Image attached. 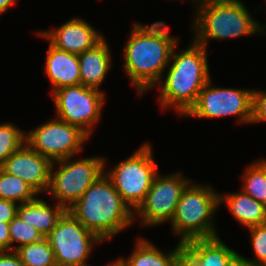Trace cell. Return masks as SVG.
Instances as JSON below:
<instances>
[{
  "instance_id": "20",
  "label": "cell",
  "mask_w": 266,
  "mask_h": 266,
  "mask_svg": "<svg viewBox=\"0 0 266 266\" xmlns=\"http://www.w3.org/2000/svg\"><path fill=\"white\" fill-rule=\"evenodd\" d=\"M220 205L225 202L234 219L244 227L258 226L266 223V205L256 201L242 190L235 193L219 195Z\"/></svg>"
},
{
  "instance_id": "22",
  "label": "cell",
  "mask_w": 266,
  "mask_h": 266,
  "mask_svg": "<svg viewBox=\"0 0 266 266\" xmlns=\"http://www.w3.org/2000/svg\"><path fill=\"white\" fill-rule=\"evenodd\" d=\"M38 195L28 183L0 168V199L23 204L34 200Z\"/></svg>"
},
{
  "instance_id": "30",
  "label": "cell",
  "mask_w": 266,
  "mask_h": 266,
  "mask_svg": "<svg viewBox=\"0 0 266 266\" xmlns=\"http://www.w3.org/2000/svg\"><path fill=\"white\" fill-rule=\"evenodd\" d=\"M0 251H10L9 223L0 222Z\"/></svg>"
},
{
  "instance_id": "18",
  "label": "cell",
  "mask_w": 266,
  "mask_h": 266,
  "mask_svg": "<svg viewBox=\"0 0 266 266\" xmlns=\"http://www.w3.org/2000/svg\"><path fill=\"white\" fill-rule=\"evenodd\" d=\"M129 257H118L115 262L119 266H175L178 256L183 252L182 243L172 251L162 252L145 238L138 239Z\"/></svg>"
},
{
  "instance_id": "24",
  "label": "cell",
  "mask_w": 266,
  "mask_h": 266,
  "mask_svg": "<svg viewBox=\"0 0 266 266\" xmlns=\"http://www.w3.org/2000/svg\"><path fill=\"white\" fill-rule=\"evenodd\" d=\"M9 233L10 251H15L22 245L39 242L44 238L35 227L23 221L18 215L9 223Z\"/></svg>"
},
{
  "instance_id": "26",
  "label": "cell",
  "mask_w": 266,
  "mask_h": 266,
  "mask_svg": "<svg viewBox=\"0 0 266 266\" xmlns=\"http://www.w3.org/2000/svg\"><path fill=\"white\" fill-rule=\"evenodd\" d=\"M252 251L256 259L240 255L242 266H266V223L249 227Z\"/></svg>"
},
{
  "instance_id": "3",
  "label": "cell",
  "mask_w": 266,
  "mask_h": 266,
  "mask_svg": "<svg viewBox=\"0 0 266 266\" xmlns=\"http://www.w3.org/2000/svg\"><path fill=\"white\" fill-rule=\"evenodd\" d=\"M67 210L104 242L136 219L105 173Z\"/></svg>"
},
{
  "instance_id": "19",
  "label": "cell",
  "mask_w": 266,
  "mask_h": 266,
  "mask_svg": "<svg viewBox=\"0 0 266 266\" xmlns=\"http://www.w3.org/2000/svg\"><path fill=\"white\" fill-rule=\"evenodd\" d=\"M66 211L64 206L56 202L52 207L44 199L36 197L32 201L19 204L17 215L35 227L45 238Z\"/></svg>"
},
{
  "instance_id": "23",
  "label": "cell",
  "mask_w": 266,
  "mask_h": 266,
  "mask_svg": "<svg viewBox=\"0 0 266 266\" xmlns=\"http://www.w3.org/2000/svg\"><path fill=\"white\" fill-rule=\"evenodd\" d=\"M15 252L25 266H57L54 252L46 238L22 245Z\"/></svg>"
},
{
  "instance_id": "1",
  "label": "cell",
  "mask_w": 266,
  "mask_h": 266,
  "mask_svg": "<svg viewBox=\"0 0 266 266\" xmlns=\"http://www.w3.org/2000/svg\"><path fill=\"white\" fill-rule=\"evenodd\" d=\"M132 26L123 48V70L137 89V94L143 95L156 87L179 39L170 35L164 21H156L151 25L135 22Z\"/></svg>"
},
{
  "instance_id": "12",
  "label": "cell",
  "mask_w": 266,
  "mask_h": 266,
  "mask_svg": "<svg viewBox=\"0 0 266 266\" xmlns=\"http://www.w3.org/2000/svg\"><path fill=\"white\" fill-rule=\"evenodd\" d=\"M183 172L155 176L145 200L134 212L139 216L141 226H158L171 222L182 192L192 181Z\"/></svg>"
},
{
  "instance_id": "4",
  "label": "cell",
  "mask_w": 266,
  "mask_h": 266,
  "mask_svg": "<svg viewBox=\"0 0 266 266\" xmlns=\"http://www.w3.org/2000/svg\"><path fill=\"white\" fill-rule=\"evenodd\" d=\"M196 5L193 40L206 49L210 39L225 40L261 32L266 35V25L259 24L241 0H205Z\"/></svg>"
},
{
  "instance_id": "34",
  "label": "cell",
  "mask_w": 266,
  "mask_h": 266,
  "mask_svg": "<svg viewBox=\"0 0 266 266\" xmlns=\"http://www.w3.org/2000/svg\"><path fill=\"white\" fill-rule=\"evenodd\" d=\"M197 3H199V2H202V1H205V0H195Z\"/></svg>"
},
{
  "instance_id": "31",
  "label": "cell",
  "mask_w": 266,
  "mask_h": 266,
  "mask_svg": "<svg viewBox=\"0 0 266 266\" xmlns=\"http://www.w3.org/2000/svg\"><path fill=\"white\" fill-rule=\"evenodd\" d=\"M175 266H197V264L183 251L178 256Z\"/></svg>"
},
{
  "instance_id": "7",
  "label": "cell",
  "mask_w": 266,
  "mask_h": 266,
  "mask_svg": "<svg viewBox=\"0 0 266 266\" xmlns=\"http://www.w3.org/2000/svg\"><path fill=\"white\" fill-rule=\"evenodd\" d=\"M105 161L103 156H91L77 161L68 157L52 162L50 185L46 194L53 196L57 204L70 208L104 173ZM55 164L59 168L56 169Z\"/></svg>"
},
{
  "instance_id": "11",
  "label": "cell",
  "mask_w": 266,
  "mask_h": 266,
  "mask_svg": "<svg viewBox=\"0 0 266 266\" xmlns=\"http://www.w3.org/2000/svg\"><path fill=\"white\" fill-rule=\"evenodd\" d=\"M90 137L78 126L58 118L41 124L26 132L25 142L51 162L73 157L82 152L83 145Z\"/></svg>"
},
{
  "instance_id": "6",
  "label": "cell",
  "mask_w": 266,
  "mask_h": 266,
  "mask_svg": "<svg viewBox=\"0 0 266 266\" xmlns=\"http://www.w3.org/2000/svg\"><path fill=\"white\" fill-rule=\"evenodd\" d=\"M152 153V147L147 142L143 143L127 159L116 164L110 171L106 169L107 164L104 162V173L133 212L145 200L146 194L158 174V164L155 163Z\"/></svg>"
},
{
  "instance_id": "2",
  "label": "cell",
  "mask_w": 266,
  "mask_h": 266,
  "mask_svg": "<svg viewBox=\"0 0 266 266\" xmlns=\"http://www.w3.org/2000/svg\"><path fill=\"white\" fill-rule=\"evenodd\" d=\"M174 47L167 73L161 77L159 100L161 108H175L176 113L184 116L195 104L201 89L210 78L208 50L191 40L186 49L179 53Z\"/></svg>"
},
{
  "instance_id": "27",
  "label": "cell",
  "mask_w": 266,
  "mask_h": 266,
  "mask_svg": "<svg viewBox=\"0 0 266 266\" xmlns=\"http://www.w3.org/2000/svg\"><path fill=\"white\" fill-rule=\"evenodd\" d=\"M266 122V91L253 89L251 123Z\"/></svg>"
},
{
  "instance_id": "9",
  "label": "cell",
  "mask_w": 266,
  "mask_h": 266,
  "mask_svg": "<svg viewBox=\"0 0 266 266\" xmlns=\"http://www.w3.org/2000/svg\"><path fill=\"white\" fill-rule=\"evenodd\" d=\"M45 238L51 245L57 266H91L87 259L94 245L103 242L68 210Z\"/></svg>"
},
{
  "instance_id": "25",
  "label": "cell",
  "mask_w": 266,
  "mask_h": 266,
  "mask_svg": "<svg viewBox=\"0 0 266 266\" xmlns=\"http://www.w3.org/2000/svg\"><path fill=\"white\" fill-rule=\"evenodd\" d=\"M26 133L13 123L0 124V167L25 143Z\"/></svg>"
},
{
  "instance_id": "15",
  "label": "cell",
  "mask_w": 266,
  "mask_h": 266,
  "mask_svg": "<svg viewBox=\"0 0 266 266\" xmlns=\"http://www.w3.org/2000/svg\"><path fill=\"white\" fill-rule=\"evenodd\" d=\"M182 246L197 266H241L240 254L227 246L219 236L192 239Z\"/></svg>"
},
{
  "instance_id": "33",
  "label": "cell",
  "mask_w": 266,
  "mask_h": 266,
  "mask_svg": "<svg viewBox=\"0 0 266 266\" xmlns=\"http://www.w3.org/2000/svg\"><path fill=\"white\" fill-rule=\"evenodd\" d=\"M107 266H119L115 261H111Z\"/></svg>"
},
{
  "instance_id": "8",
  "label": "cell",
  "mask_w": 266,
  "mask_h": 266,
  "mask_svg": "<svg viewBox=\"0 0 266 266\" xmlns=\"http://www.w3.org/2000/svg\"><path fill=\"white\" fill-rule=\"evenodd\" d=\"M56 118L78 126L89 137L102 118L105 93L82 84L66 86L52 92Z\"/></svg>"
},
{
  "instance_id": "21",
  "label": "cell",
  "mask_w": 266,
  "mask_h": 266,
  "mask_svg": "<svg viewBox=\"0 0 266 266\" xmlns=\"http://www.w3.org/2000/svg\"><path fill=\"white\" fill-rule=\"evenodd\" d=\"M244 173L241 190L266 205V158L251 163Z\"/></svg>"
},
{
  "instance_id": "28",
  "label": "cell",
  "mask_w": 266,
  "mask_h": 266,
  "mask_svg": "<svg viewBox=\"0 0 266 266\" xmlns=\"http://www.w3.org/2000/svg\"><path fill=\"white\" fill-rule=\"evenodd\" d=\"M18 206L14 201L0 199V222L10 223L17 215Z\"/></svg>"
},
{
  "instance_id": "32",
  "label": "cell",
  "mask_w": 266,
  "mask_h": 266,
  "mask_svg": "<svg viewBox=\"0 0 266 266\" xmlns=\"http://www.w3.org/2000/svg\"><path fill=\"white\" fill-rule=\"evenodd\" d=\"M18 0H0V15L13 6Z\"/></svg>"
},
{
  "instance_id": "29",
  "label": "cell",
  "mask_w": 266,
  "mask_h": 266,
  "mask_svg": "<svg viewBox=\"0 0 266 266\" xmlns=\"http://www.w3.org/2000/svg\"><path fill=\"white\" fill-rule=\"evenodd\" d=\"M0 266H25L15 251H0Z\"/></svg>"
},
{
  "instance_id": "16",
  "label": "cell",
  "mask_w": 266,
  "mask_h": 266,
  "mask_svg": "<svg viewBox=\"0 0 266 266\" xmlns=\"http://www.w3.org/2000/svg\"><path fill=\"white\" fill-rule=\"evenodd\" d=\"M44 71L51 82V92L62 87L81 84L78 55L60 50L50 43Z\"/></svg>"
},
{
  "instance_id": "10",
  "label": "cell",
  "mask_w": 266,
  "mask_h": 266,
  "mask_svg": "<svg viewBox=\"0 0 266 266\" xmlns=\"http://www.w3.org/2000/svg\"><path fill=\"white\" fill-rule=\"evenodd\" d=\"M252 104L253 89L213 87L210 79L184 116L216 119L237 115L241 124H251Z\"/></svg>"
},
{
  "instance_id": "13",
  "label": "cell",
  "mask_w": 266,
  "mask_h": 266,
  "mask_svg": "<svg viewBox=\"0 0 266 266\" xmlns=\"http://www.w3.org/2000/svg\"><path fill=\"white\" fill-rule=\"evenodd\" d=\"M52 162L33 150L26 142L13 152L0 167L4 172L19 177L38 194L47 193Z\"/></svg>"
},
{
  "instance_id": "5",
  "label": "cell",
  "mask_w": 266,
  "mask_h": 266,
  "mask_svg": "<svg viewBox=\"0 0 266 266\" xmlns=\"http://www.w3.org/2000/svg\"><path fill=\"white\" fill-rule=\"evenodd\" d=\"M206 185L191 181L182 192L170 222L174 235L180 238L179 243L218 236L214 214L220 207V194Z\"/></svg>"
},
{
  "instance_id": "17",
  "label": "cell",
  "mask_w": 266,
  "mask_h": 266,
  "mask_svg": "<svg viewBox=\"0 0 266 266\" xmlns=\"http://www.w3.org/2000/svg\"><path fill=\"white\" fill-rule=\"evenodd\" d=\"M109 49L106 38H103L93 48L78 55L82 85L100 90L112 66Z\"/></svg>"
},
{
  "instance_id": "14",
  "label": "cell",
  "mask_w": 266,
  "mask_h": 266,
  "mask_svg": "<svg viewBox=\"0 0 266 266\" xmlns=\"http://www.w3.org/2000/svg\"><path fill=\"white\" fill-rule=\"evenodd\" d=\"M37 35L47 39L52 46L76 55L93 48L104 38L88 21L77 17L58 28L38 31Z\"/></svg>"
}]
</instances>
